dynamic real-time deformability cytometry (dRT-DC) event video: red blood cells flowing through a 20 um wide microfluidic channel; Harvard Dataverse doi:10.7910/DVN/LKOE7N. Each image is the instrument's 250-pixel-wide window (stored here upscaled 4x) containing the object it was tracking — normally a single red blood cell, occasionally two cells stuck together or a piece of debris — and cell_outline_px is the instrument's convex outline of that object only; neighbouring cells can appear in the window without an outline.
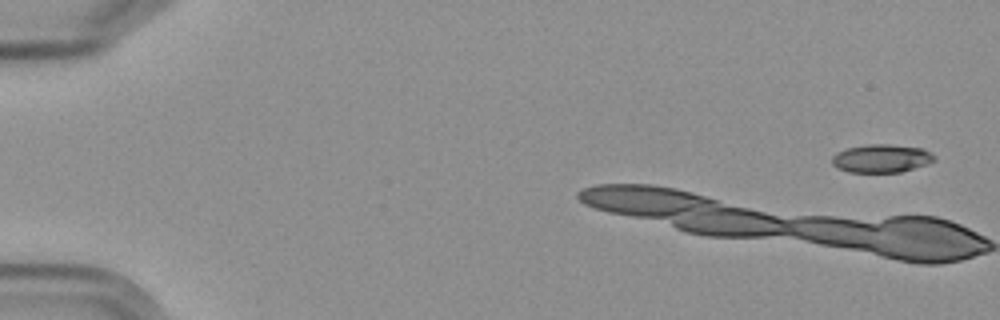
{"species": "Egyptian fruit bat (a non-hibernating species)", "species_latin": "Rousettus aegyptiacus", "temperature_condition": "cold", "stored_images_in_passage": 3, "camera_frame_rate_fps": 3000, "um_per_image_px": 0.085, "frame": {"image": 1, "passage_image": 1, "time_ms": 0.0, "image_size_px": [1000, 320], "cell_outline_px": [[936, 160], [900, 172], [848, 172], [836, 168], [832, 164], [832, 156], [836, 152], [848, 148], [868, 144], [892, 144], [924, 148], [936, 156]], "centroid_in_image_um": [74.9, 13.45], "position_along_channel_um": 10.1, "area_um2": 16.88}}